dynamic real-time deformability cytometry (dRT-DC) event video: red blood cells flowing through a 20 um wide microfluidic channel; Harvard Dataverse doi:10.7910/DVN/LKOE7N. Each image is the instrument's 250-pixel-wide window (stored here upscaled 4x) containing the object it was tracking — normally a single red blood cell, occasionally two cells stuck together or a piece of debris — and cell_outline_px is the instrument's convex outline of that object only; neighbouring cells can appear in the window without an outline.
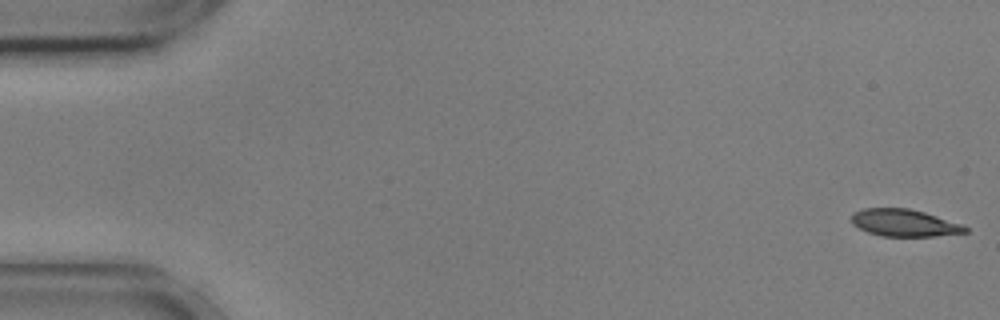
{"species": "common noctule bat (a hibernating species)", "species_latin": "Nyctalus noctula", "temperature_condition": "cold", "stored_images_in_passage": 55, "camera_frame_rate_fps": 3000, "um_per_image_px": 0.085, "animal": {"sex": "male", "body_mass_g": 17.9, "forearm_length_mm": 54.2}, "frame": {"image": 1, "passage_image": 1, "time_ms": 0.0, "image_size_px": [1000, 320], "cell_outline_px": [[968, 232], [936, 236], [880, 236], [868, 232], [852, 224], [852, 212], [864, 208], [908, 208], [924, 212], [960, 224], [968, 228]], "centroid_in_image_um": [76.83, 18.94], "position_along_channel_um": 8.2, "area_um2": 17.86}}
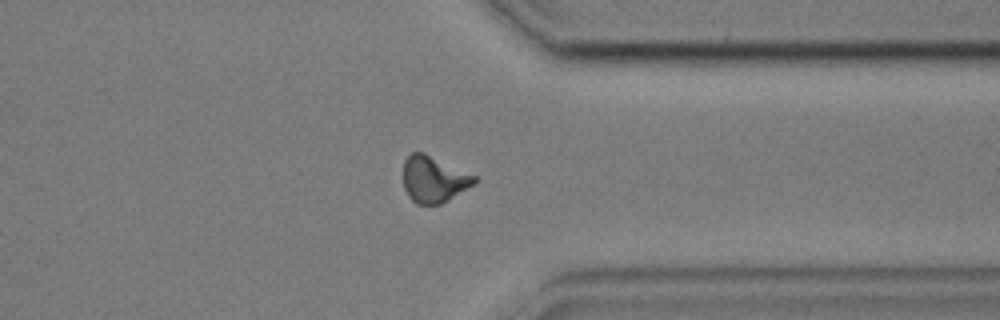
{"frame": {"image": 2, "passage_image": 43, "time_ms": 14.0, "image_size_px": [1000, 320], "cell_outline_px": [[476, 180], [472, 184], [448, 200], [440, 204], [416, 204], [408, 196], [404, 188], [404, 160], [412, 152], [424, 152], [476, 176]], "centroid_in_image_um": [36.83, 15.23], "position_along_channel_um": 374.6, "area_um2": 18.9}}
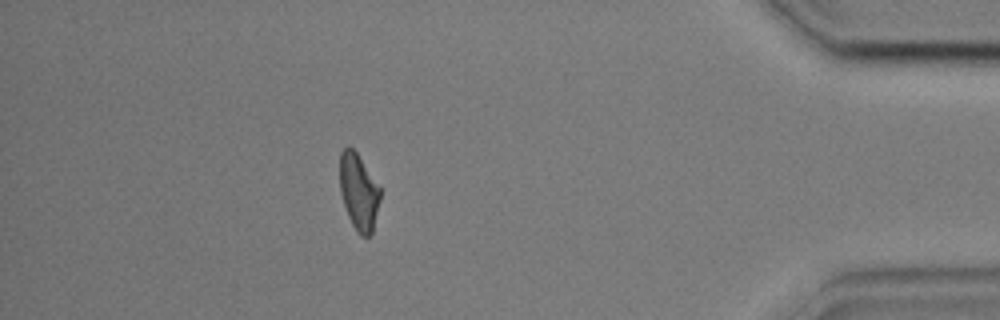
{"frame": {"image": 3, "passage_image": 49, "time_ms": 16.0, "image_size_px": [1000, 320], "cell_outline_px": [[380, 200], [372, 232], [368, 236], [360, 236], [356, 232], [348, 216], [340, 192], [340, 152], [348, 144], [356, 152], [380, 184]], "centroid_in_image_um": [30.5, 16.28], "position_along_channel_um": 404.7, "area_um2": 18.15}, "authors_computed_cell_mechanics": {"area_um2": 19.0162, "velocity_mm_per_s": 3.5953, "shape_relaxation_time_tau1_ms": 5.2294, "shape_relaxation_time_tau2_ms": 5.7342, "deformation_change_tau1": 0.1652, "deformation_change_tau2": 0.138}}